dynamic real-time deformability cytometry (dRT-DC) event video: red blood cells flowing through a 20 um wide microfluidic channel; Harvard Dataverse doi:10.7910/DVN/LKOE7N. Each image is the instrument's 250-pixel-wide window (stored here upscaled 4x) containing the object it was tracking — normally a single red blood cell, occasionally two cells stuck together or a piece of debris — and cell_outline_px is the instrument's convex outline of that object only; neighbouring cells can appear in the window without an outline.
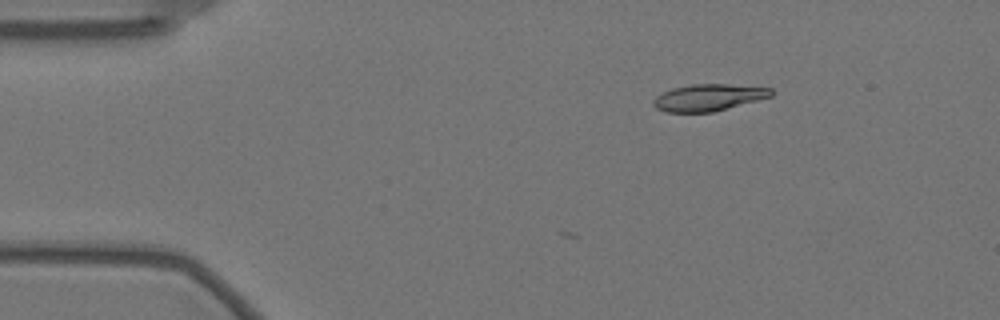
{"species": "Egyptian fruit bat (a non-hibernating species)", "species_latin": "Rousettus aegyptiacus", "temperature_condition": "warm", "stored_images_in_passage": 2, "camera_frame_rate_fps": 3000, "um_per_image_px": 0.085, "animal": {"sex": "female"}, "frame": {"image": 1, "passage_image": 2, "time_ms": 0.333, "image_size_px": [1000, 320], "cell_outline_px": [[776, 92], [772, 96], [712, 112], [664, 112], [656, 108], [652, 104], [652, 100], [656, 96], [672, 88], [692, 84], [728, 84], [772, 88]], "centroid_in_image_um": [60.22, 8.28], "position_along_channel_um": 24.8, "area_um2": 18.38}}